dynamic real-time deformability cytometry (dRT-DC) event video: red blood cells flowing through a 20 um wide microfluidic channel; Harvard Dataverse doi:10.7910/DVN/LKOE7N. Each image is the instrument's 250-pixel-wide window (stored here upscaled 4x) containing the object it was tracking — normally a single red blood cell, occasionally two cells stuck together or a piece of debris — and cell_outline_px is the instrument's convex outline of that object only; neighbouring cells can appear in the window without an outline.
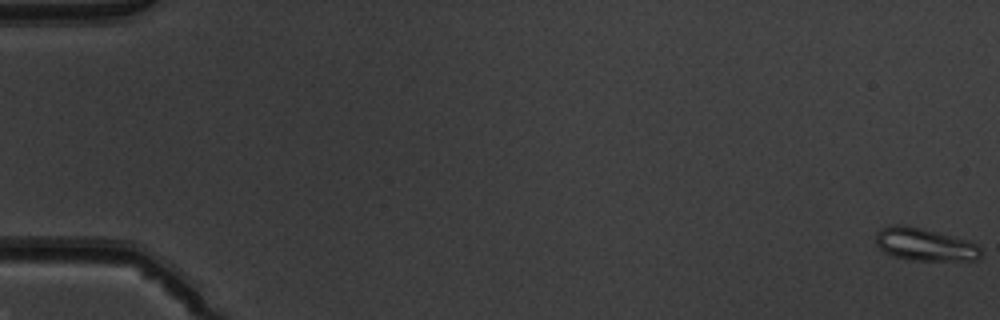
{"species": "common noctule bat (a hibernating species)", "species_latin": "Nyctalus noctula", "temperature_condition": "warm", "stored_images_in_passage": 52, "camera_frame_rate_fps": 3000, "um_per_image_px": 0.085, "animal": {"sex": "male", "body_mass_g": 19.5, "forearm_length_mm": 54.6}, "frame": {"image": 1, "passage_image": 1, "time_ms": 0.0, "image_size_px": [1000, 320], "cell_outline_px": [[980, 256], [976, 260], [912, 260], [896, 256], [884, 252], [876, 244], [876, 232], [880, 228], [888, 224], [896, 224], [920, 228], [936, 232], [964, 240], [976, 244], [980, 248]], "centroid_in_image_um": [78.54, 20.77], "position_along_channel_um": 6.5, "area_um2": 19.59}}
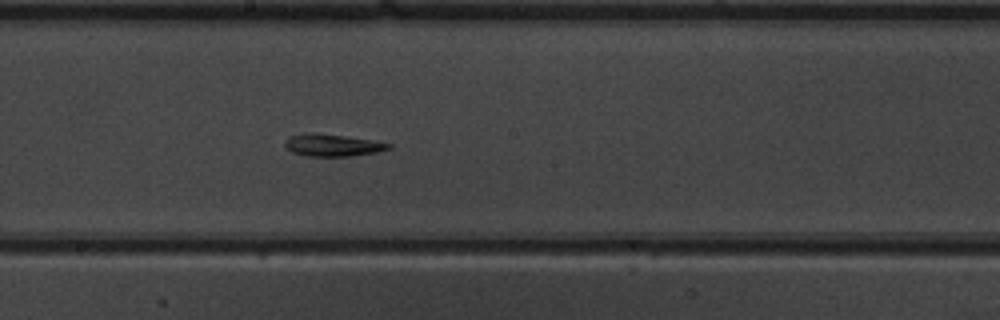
{"frame": {"image": 2, "passage_image": 30, "time_ms": 9.667, "image_size_px": [1000, 320], "cell_outline_px": [[392, 148], [376, 152], [352, 156], [304, 156], [292, 152], [284, 144], [284, 140], [288, 136], [304, 132], [308, 132], [344, 136], [372, 140], [392, 144]], "centroid_in_image_um": [28.22, 12.34], "position_along_channel_um": 220.0, "area_um2": 13.47}}
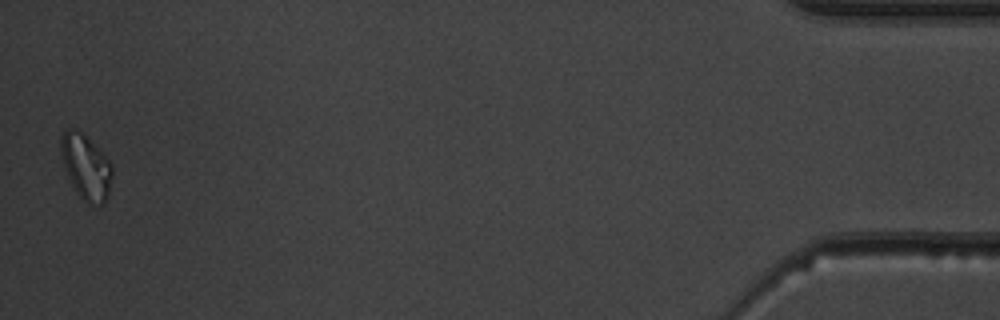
{"frame": {"image": 3, "passage_image": 52, "time_ms": 17.0, "image_size_px": [1000, 320], "cell_outline_px": [[112, 176], [108, 196], [104, 204], [88, 204], [76, 192], [68, 176], [60, 152], [60, 136], [64, 128], [76, 128], [112, 164]], "centroid_in_image_um": [7.28, 14.19], "position_along_channel_um": 427.9, "area_um2": 19.13}}